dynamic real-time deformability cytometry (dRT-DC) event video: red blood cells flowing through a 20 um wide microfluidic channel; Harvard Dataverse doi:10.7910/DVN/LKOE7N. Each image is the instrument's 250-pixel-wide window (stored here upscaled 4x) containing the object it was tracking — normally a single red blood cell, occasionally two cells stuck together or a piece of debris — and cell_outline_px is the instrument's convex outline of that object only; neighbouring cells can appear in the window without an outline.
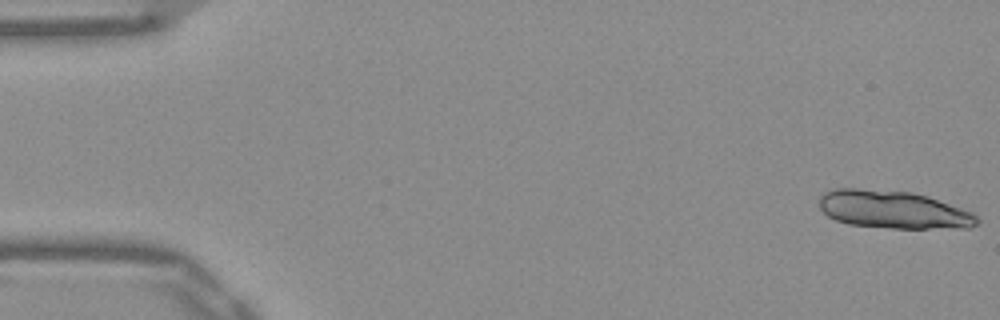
{"species": "Egyptian fruit bat (a non-hibernating species)", "species_latin": "Rousettus aegyptiacus", "temperature_condition": "warm", "stored_images_in_passage": 52, "segment_of_instrument_passage": [1, 2], "camera_frame_rate_fps": 3000, "um_per_image_px": 0.085, "frame": {"image": 1, "passage_image": 1, "time_ms": 0.0, "image_size_px": [1000, 320], "cell_outline_px": [[980, 220], [976, 224], [968, 228], [892, 228], [848, 224], [836, 220], [828, 216], [820, 208], [820, 196], [824, 192], [836, 188], [856, 188], [912, 192], [928, 196], [972, 212]], "centroid_in_image_um": [75.92, 17.81], "position_along_channel_um": 9.1, "area_um2": 34.74}}